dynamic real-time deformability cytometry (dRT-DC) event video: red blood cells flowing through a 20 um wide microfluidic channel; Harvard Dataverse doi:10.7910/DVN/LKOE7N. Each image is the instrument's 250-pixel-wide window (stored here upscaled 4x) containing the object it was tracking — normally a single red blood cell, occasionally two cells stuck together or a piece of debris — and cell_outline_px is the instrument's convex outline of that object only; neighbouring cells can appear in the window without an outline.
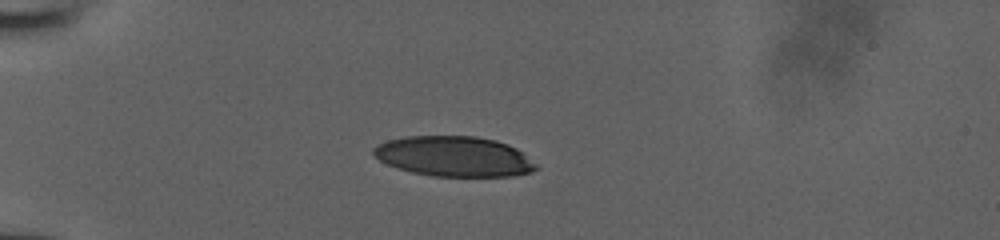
{"species": "human", "species_latin": "Homo sapiens", "temperature_condition": "room temperature", "stored_images_in_passage": 5, "camera_frame_rate_fps": 3000, "um_per_image_px": 0.085, "donor": {"sex": "male"}, "frame": {"image": 1, "passage_image": 4, "time_ms": 1.0, "image_size_px": [1000, 240], "cell_outline_px": [[540, 168], [532, 172], [512, 176], [432, 176], [412, 172], [388, 164], [380, 160], [372, 152], [372, 148], [388, 140], [404, 136], [476, 136], [496, 140], [508, 144], [524, 152]], "centroid_in_image_um": [38.65, 13.29], "position_along_channel_um": 46.4, "area_um2": 38.15}}